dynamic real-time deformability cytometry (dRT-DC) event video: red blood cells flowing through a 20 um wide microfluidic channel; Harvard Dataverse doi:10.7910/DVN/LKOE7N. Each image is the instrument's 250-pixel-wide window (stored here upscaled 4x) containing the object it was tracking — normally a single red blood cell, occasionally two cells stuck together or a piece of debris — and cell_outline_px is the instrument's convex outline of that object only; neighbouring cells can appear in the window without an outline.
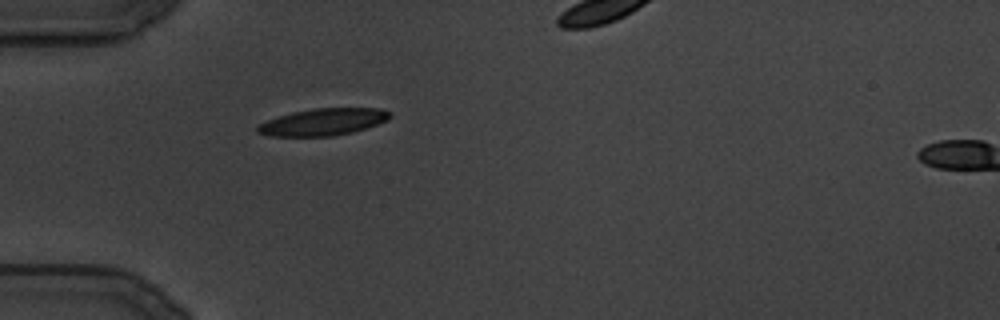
{"species": "common noctule bat (a hibernating species)", "species_latin": "Nyctalus noctula", "temperature_condition": "cold", "stored_images_in_passage": 74, "camera_frame_rate_fps": 3000, "um_per_image_px": 0.085, "animal": {"sex": "male", "body_mass_g": 19.5, "forearm_length_mm": 54.6}, "frame": {"image": 1, "passage_image": 1, "time_ms": 0.0, "image_size_px": [1000, 320], "cell_outline_px": [[392, 116], [388, 120], [352, 132], [332, 136], [268, 136], [256, 132], [256, 124], [292, 112], [316, 108], [380, 108], [392, 112]], "centroid_in_image_um": [27.45, 10.36], "position_along_channel_um": 57.5, "area_um2": 20.81}}
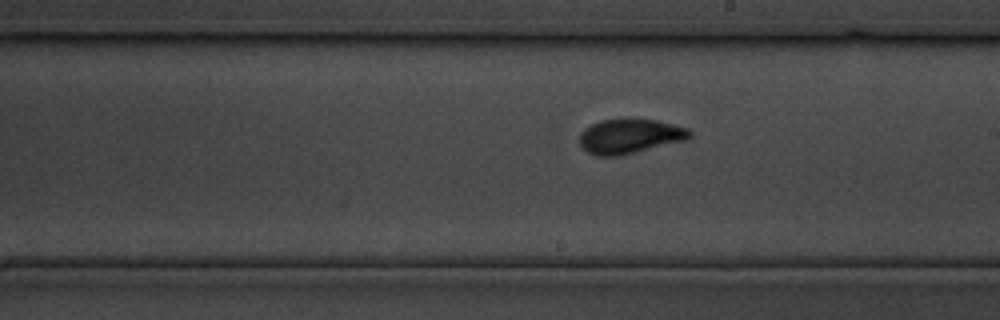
{"frame": {"image": 2, "passage_image": 35, "time_ms": 11.333, "image_size_px": [1000, 320], "cell_outline_px": [[692, 136], [688, 140], [620, 156], [596, 156], [588, 152], [580, 144], [580, 132], [584, 128], [600, 120], [656, 120], [688, 128], [692, 132]], "centroid_in_image_um": [53.56, 11.6], "position_along_channel_um": 235.4, "area_um2": 22.14}}
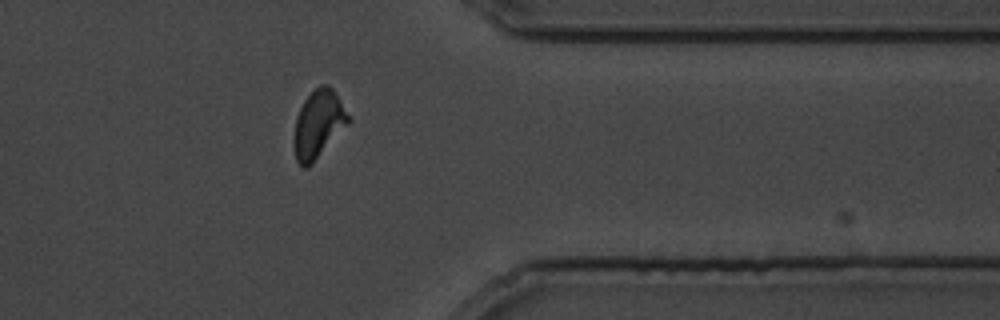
{"frame": {"image": 3, "passage_image": 64, "time_ms": 21.0, "image_size_px": [1000, 320], "cell_outline_px": [[352, 120], [312, 164], [308, 168], [304, 168], [296, 160], [292, 144], [292, 136], [296, 120], [300, 108], [304, 100], [320, 84], [328, 84], [332, 88]], "centroid_in_image_um": [27.04, 10.58], "position_along_channel_um": 384.4, "area_um2": 21.56}}